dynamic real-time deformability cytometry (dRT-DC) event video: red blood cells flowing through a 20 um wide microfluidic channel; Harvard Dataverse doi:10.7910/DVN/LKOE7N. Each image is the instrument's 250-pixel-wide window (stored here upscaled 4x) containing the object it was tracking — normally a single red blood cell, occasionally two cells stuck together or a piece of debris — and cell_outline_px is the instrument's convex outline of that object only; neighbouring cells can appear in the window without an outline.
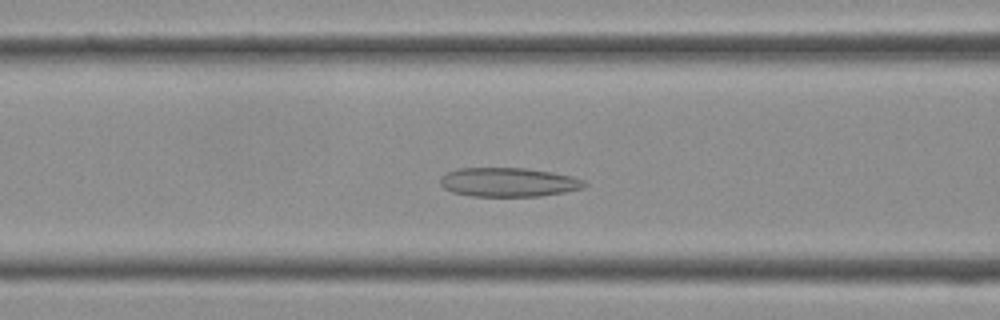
{"species": "Egyptian fruit bat (a non-hibernating species)", "species_latin": "Rousettus aegyptiacus", "temperature_condition": "cold", "stored_images_in_passage": 35, "camera_frame_rate_fps": 3000, "um_per_image_px": 0.085, "frame": {"image": 1, "passage_image": 12, "time_ms": 3.667, "image_size_px": [1000, 320], "cell_outline_px": [[588, 184], [584, 188], [564, 192], [540, 196], [472, 196], [452, 192], [444, 188], [440, 184], [440, 176], [456, 168], [524, 168], [552, 172], [572, 176], [584, 180]], "centroid_in_image_um": [43.22, 15.48], "position_along_channel_um": 123.4, "area_um2": 24.51}}
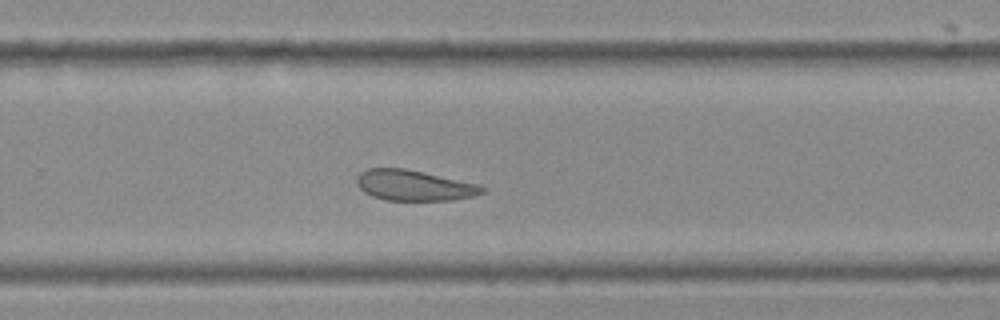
{"frame": {"image": 2, "passage_image": 22, "time_ms": 7.0, "image_size_px": [1000, 320], "cell_outline_px": [[484, 192], [472, 196], [452, 200], [384, 200], [372, 196], [364, 192], [356, 184], [356, 176], [360, 172], [368, 168], [404, 168], [480, 184], [484, 188]], "centroid_in_image_um": [35.16, 15.75], "position_along_channel_um": 294.6, "area_um2": 22.37}}
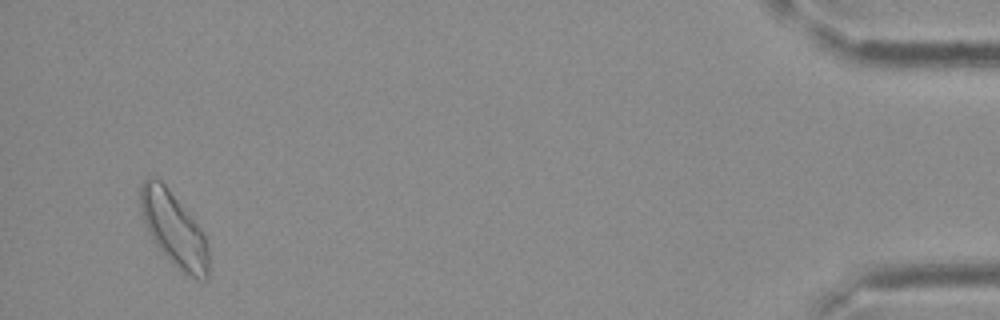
{"frame": {"image": 3, "passage_image": 34, "time_ms": 11.0, "image_size_px": [1000, 320], "cell_outline_px": [[208, 276], [204, 280], [196, 280], [180, 272], [156, 244], [148, 232], [140, 212], [140, 184], [148, 176], [160, 180], [168, 188], [204, 232], [208, 244]], "centroid_in_image_um": [14.78, 19.5], "position_along_channel_um": 420.4, "area_um2": 29.48}}